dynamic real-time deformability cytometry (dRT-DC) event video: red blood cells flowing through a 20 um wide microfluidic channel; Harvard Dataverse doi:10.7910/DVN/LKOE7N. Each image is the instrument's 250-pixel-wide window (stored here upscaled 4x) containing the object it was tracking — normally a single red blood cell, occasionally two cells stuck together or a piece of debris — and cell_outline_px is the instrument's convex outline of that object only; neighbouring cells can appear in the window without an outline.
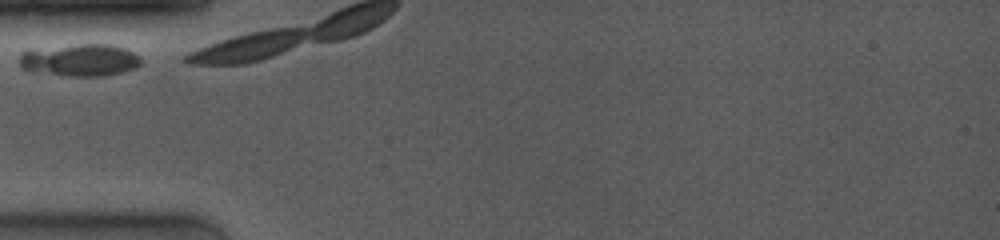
{"species": "common noctule bat (a hibernating species)", "species_latin": "Nyctalus noctula", "temperature_condition": "room temperature", "stored_images_in_passage": 2, "camera_frame_rate_fps": 4000, "um_per_image_px": 0.085, "animal": {"sex": "female", "body_mass_g": 19.0, "forearm_length_mm": 53.3}, "frame": {"image": 1, "passage_image": 1, "time_ms": 0.0, "image_size_px": [1000, 240], "cell_outline_px": [[140, 64], [136, 68], [104, 76], [68, 76], [20, 68], [20, 52], [24, 48], [80, 44], [112, 44], [124, 48], [140, 56]], "centroid_in_image_um": [6.75, 5.08], "position_along_channel_um": 78.3, "area_um2": 23.06}}